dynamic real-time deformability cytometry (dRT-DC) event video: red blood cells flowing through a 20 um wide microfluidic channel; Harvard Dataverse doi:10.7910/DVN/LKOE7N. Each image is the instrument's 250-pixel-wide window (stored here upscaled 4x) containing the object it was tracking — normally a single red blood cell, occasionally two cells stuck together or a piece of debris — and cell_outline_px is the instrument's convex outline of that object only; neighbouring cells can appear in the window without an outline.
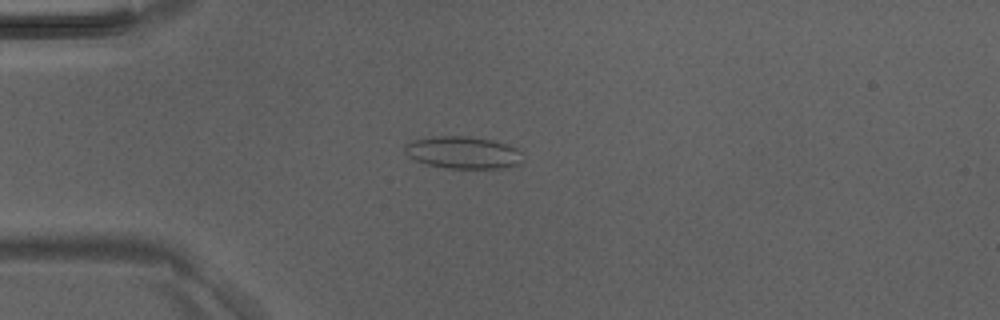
{"species": "Egyptian fruit bat (a non-hibernating species)", "species_latin": "Rousettus aegyptiacus", "temperature_condition": "room temperature", "stored_images_in_passage": 2, "camera_frame_rate_fps": 3000, "um_per_image_px": 0.085, "animal": {"sex": "male"}, "frame": {"image": 1, "passage_image": 2, "time_ms": 0.333, "image_size_px": [1000, 320], "cell_outline_px": [[520, 164], [500, 168], [448, 168], [428, 164], [416, 160], [408, 156], [404, 152], [404, 144], [412, 140], [432, 136], [468, 136], [492, 140], [516, 148], [520, 152]], "centroid_in_image_um": [39.29, 12.95], "position_along_channel_um": 45.7, "area_um2": 21.96}}